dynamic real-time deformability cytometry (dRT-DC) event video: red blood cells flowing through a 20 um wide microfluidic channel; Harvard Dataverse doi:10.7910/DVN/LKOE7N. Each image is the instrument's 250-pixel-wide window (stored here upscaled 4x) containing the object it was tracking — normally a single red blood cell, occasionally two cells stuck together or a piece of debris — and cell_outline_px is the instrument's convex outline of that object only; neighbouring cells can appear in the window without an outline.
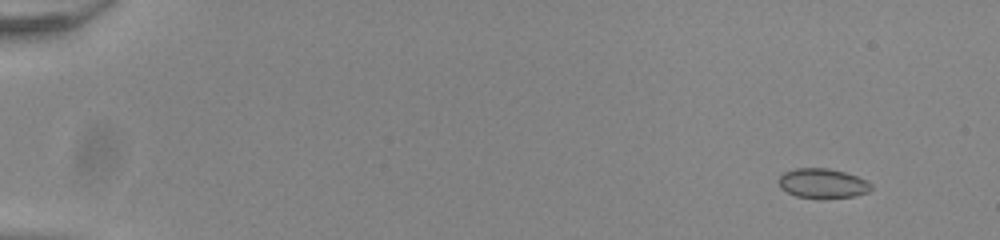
{"species": "common noctule bat (a hibernating species)", "species_latin": "Nyctalus noctula", "temperature_condition": "room temperature", "stored_images_in_passage": 55, "camera_frame_rate_fps": 3000, "um_per_image_px": 0.085, "animal": {"sex": "male", "body_mass_g": 20.0, "forearm_length_mm": 53.3}, "frame": {"image": 1, "passage_image": 5, "time_ms": 1.333, "image_size_px": [1000, 240], "cell_outline_px": [[872, 188], [868, 192], [856, 196], [796, 196], [780, 188], [776, 180], [784, 172], [796, 168], [828, 168], [844, 172], [868, 180], [872, 184]], "centroid_in_image_um": [69.91, 15.55], "position_along_channel_um": 15.1, "area_um2": 15.61}}
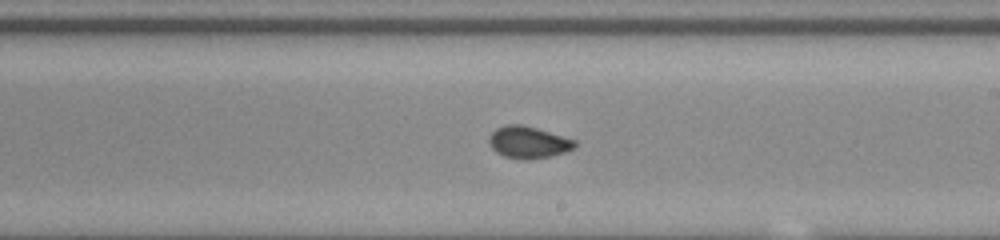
{"frame": {"image": 2, "passage_image": 34, "time_ms": 11.0, "image_size_px": [1000, 240], "cell_outline_px": [[576, 144], [572, 148], [564, 152], [548, 156], [524, 160], [504, 156], [496, 152], [492, 148], [488, 140], [492, 132], [496, 128], [504, 124], [520, 124], [536, 128], [576, 140]], "centroid_in_image_um": [44.87, 12.08], "position_along_channel_um": 244.1, "area_um2": 15.72}}
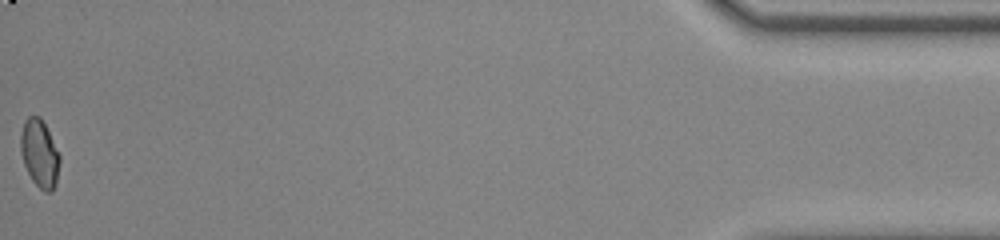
{"frame": {"image": 3, "passage_image": 55, "time_ms": 18.0, "image_size_px": [1000, 240], "cell_outline_px": [[60, 160], [56, 184], [52, 192], [44, 192], [32, 180], [24, 164], [20, 152], [20, 132], [24, 120], [28, 116], [40, 116], [60, 156]], "centroid_in_image_um": [3.34, 13.05], "position_along_channel_um": 431.9, "area_um2": 15.37}, "authors_computed_cell_mechanics": {"area_um2": 15.7216, "velocity_mm_per_s": 3.9002, "shape_relaxation_time_tau1_ms": 3.7474, "shape_relaxation_time_tau2_ms": 0.9928, "deformation_change_tau1": 0.0634, "deformation_change_tau2": 0.0345}}